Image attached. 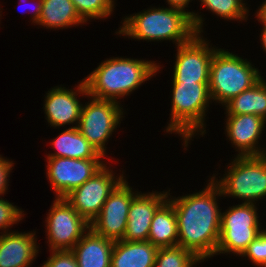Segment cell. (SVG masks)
I'll list each match as a JSON object with an SVG mask.
<instances>
[{"instance_id": "obj_1", "label": "cell", "mask_w": 266, "mask_h": 267, "mask_svg": "<svg viewBox=\"0 0 266 267\" xmlns=\"http://www.w3.org/2000/svg\"><path fill=\"white\" fill-rule=\"evenodd\" d=\"M207 181L198 192L178 197L172 196L170 189L168 192L177 219V246L190 251L202 263L216 257L222 210L218 199H223L219 186L210 176Z\"/></svg>"}, {"instance_id": "obj_2", "label": "cell", "mask_w": 266, "mask_h": 267, "mask_svg": "<svg viewBox=\"0 0 266 267\" xmlns=\"http://www.w3.org/2000/svg\"><path fill=\"white\" fill-rule=\"evenodd\" d=\"M99 64L83 78L88 95L119 103L162 71L158 61L124 56L106 58Z\"/></svg>"}, {"instance_id": "obj_3", "label": "cell", "mask_w": 266, "mask_h": 267, "mask_svg": "<svg viewBox=\"0 0 266 267\" xmlns=\"http://www.w3.org/2000/svg\"><path fill=\"white\" fill-rule=\"evenodd\" d=\"M116 36L135 41H169L175 47L188 43L197 33L192 25L191 16L185 11L164 6H150L146 9L125 15Z\"/></svg>"}, {"instance_id": "obj_4", "label": "cell", "mask_w": 266, "mask_h": 267, "mask_svg": "<svg viewBox=\"0 0 266 267\" xmlns=\"http://www.w3.org/2000/svg\"><path fill=\"white\" fill-rule=\"evenodd\" d=\"M171 85L169 120L163 131L178 134L183 150H188L193 138L207 133L206 116L212 104L209 83L172 81Z\"/></svg>"}, {"instance_id": "obj_5", "label": "cell", "mask_w": 266, "mask_h": 267, "mask_svg": "<svg viewBox=\"0 0 266 267\" xmlns=\"http://www.w3.org/2000/svg\"><path fill=\"white\" fill-rule=\"evenodd\" d=\"M254 65L251 60L219 47L210 64L209 92L212 103L224 106L259 82L264 76Z\"/></svg>"}, {"instance_id": "obj_6", "label": "cell", "mask_w": 266, "mask_h": 267, "mask_svg": "<svg viewBox=\"0 0 266 267\" xmlns=\"http://www.w3.org/2000/svg\"><path fill=\"white\" fill-rule=\"evenodd\" d=\"M235 156V157H234ZM226 163L224 174L210 177L219 186L222 196L238 198L240 203H255L266 198V157L236 156ZM220 178V179H218ZM242 200V201H241Z\"/></svg>"}, {"instance_id": "obj_7", "label": "cell", "mask_w": 266, "mask_h": 267, "mask_svg": "<svg viewBox=\"0 0 266 267\" xmlns=\"http://www.w3.org/2000/svg\"><path fill=\"white\" fill-rule=\"evenodd\" d=\"M255 203H239L221 211L220 237L216 256L232 255L240 257L248 245L265 228L260 222Z\"/></svg>"}, {"instance_id": "obj_8", "label": "cell", "mask_w": 266, "mask_h": 267, "mask_svg": "<svg viewBox=\"0 0 266 267\" xmlns=\"http://www.w3.org/2000/svg\"><path fill=\"white\" fill-rule=\"evenodd\" d=\"M86 99L88 102L83 103L77 128L105 158L106 146L125 117V108L114 100L97 99L89 95Z\"/></svg>"}, {"instance_id": "obj_9", "label": "cell", "mask_w": 266, "mask_h": 267, "mask_svg": "<svg viewBox=\"0 0 266 267\" xmlns=\"http://www.w3.org/2000/svg\"><path fill=\"white\" fill-rule=\"evenodd\" d=\"M45 221L49 251L72 250L90 229V224L66 201L54 198Z\"/></svg>"}, {"instance_id": "obj_10", "label": "cell", "mask_w": 266, "mask_h": 267, "mask_svg": "<svg viewBox=\"0 0 266 267\" xmlns=\"http://www.w3.org/2000/svg\"><path fill=\"white\" fill-rule=\"evenodd\" d=\"M107 163L64 197L89 224L98 216L111 192L127 176L125 170L121 172L119 169L120 173L117 174V170L114 172L111 167L112 164Z\"/></svg>"}, {"instance_id": "obj_11", "label": "cell", "mask_w": 266, "mask_h": 267, "mask_svg": "<svg viewBox=\"0 0 266 267\" xmlns=\"http://www.w3.org/2000/svg\"><path fill=\"white\" fill-rule=\"evenodd\" d=\"M210 42L196 34L188 43L174 47L177 52L171 81L209 83L211 60L219 49Z\"/></svg>"}, {"instance_id": "obj_12", "label": "cell", "mask_w": 266, "mask_h": 267, "mask_svg": "<svg viewBox=\"0 0 266 267\" xmlns=\"http://www.w3.org/2000/svg\"><path fill=\"white\" fill-rule=\"evenodd\" d=\"M45 159L46 180H49L51 191L55 195L54 198H64L106 164L104 159L65 157H45Z\"/></svg>"}, {"instance_id": "obj_13", "label": "cell", "mask_w": 266, "mask_h": 267, "mask_svg": "<svg viewBox=\"0 0 266 267\" xmlns=\"http://www.w3.org/2000/svg\"><path fill=\"white\" fill-rule=\"evenodd\" d=\"M125 177L111 192L98 216L90 223L96 233L113 241L123 240L131 201L139 192Z\"/></svg>"}, {"instance_id": "obj_14", "label": "cell", "mask_w": 266, "mask_h": 267, "mask_svg": "<svg viewBox=\"0 0 266 267\" xmlns=\"http://www.w3.org/2000/svg\"><path fill=\"white\" fill-rule=\"evenodd\" d=\"M77 83L73 89L72 86L68 89L61 84L45 92L42 109L44 108L46 123L50 128L59 130L65 125H69L70 128L78 126L83 106L80 99L86 98L88 91L83 79Z\"/></svg>"}, {"instance_id": "obj_15", "label": "cell", "mask_w": 266, "mask_h": 267, "mask_svg": "<svg viewBox=\"0 0 266 267\" xmlns=\"http://www.w3.org/2000/svg\"><path fill=\"white\" fill-rule=\"evenodd\" d=\"M225 116L224 134L231 146L235 147L236 156L263 155L265 146H260V140H262L263 131L265 133L266 120L251 114Z\"/></svg>"}, {"instance_id": "obj_16", "label": "cell", "mask_w": 266, "mask_h": 267, "mask_svg": "<svg viewBox=\"0 0 266 267\" xmlns=\"http://www.w3.org/2000/svg\"><path fill=\"white\" fill-rule=\"evenodd\" d=\"M168 190L138 192L131 201L123 240L148 241L150 225L156 210L168 199Z\"/></svg>"}, {"instance_id": "obj_17", "label": "cell", "mask_w": 266, "mask_h": 267, "mask_svg": "<svg viewBox=\"0 0 266 267\" xmlns=\"http://www.w3.org/2000/svg\"><path fill=\"white\" fill-rule=\"evenodd\" d=\"M36 231H10L0 234V267H32L40 244Z\"/></svg>"}, {"instance_id": "obj_18", "label": "cell", "mask_w": 266, "mask_h": 267, "mask_svg": "<svg viewBox=\"0 0 266 267\" xmlns=\"http://www.w3.org/2000/svg\"><path fill=\"white\" fill-rule=\"evenodd\" d=\"M115 241L96 234L91 228L71 250L78 267H111Z\"/></svg>"}, {"instance_id": "obj_19", "label": "cell", "mask_w": 266, "mask_h": 267, "mask_svg": "<svg viewBox=\"0 0 266 267\" xmlns=\"http://www.w3.org/2000/svg\"><path fill=\"white\" fill-rule=\"evenodd\" d=\"M53 137L49 144L54 152L47 153L46 157H65L73 159H105L80 133L77 127L66 128Z\"/></svg>"}, {"instance_id": "obj_20", "label": "cell", "mask_w": 266, "mask_h": 267, "mask_svg": "<svg viewBox=\"0 0 266 267\" xmlns=\"http://www.w3.org/2000/svg\"><path fill=\"white\" fill-rule=\"evenodd\" d=\"M157 251L149 241H115L111 267H154Z\"/></svg>"}, {"instance_id": "obj_21", "label": "cell", "mask_w": 266, "mask_h": 267, "mask_svg": "<svg viewBox=\"0 0 266 267\" xmlns=\"http://www.w3.org/2000/svg\"><path fill=\"white\" fill-rule=\"evenodd\" d=\"M40 19L36 24L51 30H65L86 24L77 13L71 0H42Z\"/></svg>"}, {"instance_id": "obj_22", "label": "cell", "mask_w": 266, "mask_h": 267, "mask_svg": "<svg viewBox=\"0 0 266 267\" xmlns=\"http://www.w3.org/2000/svg\"><path fill=\"white\" fill-rule=\"evenodd\" d=\"M148 241L157 248L174 247L178 244L176 214L168 199L154 213Z\"/></svg>"}, {"instance_id": "obj_23", "label": "cell", "mask_w": 266, "mask_h": 267, "mask_svg": "<svg viewBox=\"0 0 266 267\" xmlns=\"http://www.w3.org/2000/svg\"><path fill=\"white\" fill-rule=\"evenodd\" d=\"M226 115H256L266 120V80L263 77L253 87L243 91L224 106Z\"/></svg>"}, {"instance_id": "obj_24", "label": "cell", "mask_w": 266, "mask_h": 267, "mask_svg": "<svg viewBox=\"0 0 266 267\" xmlns=\"http://www.w3.org/2000/svg\"><path fill=\"white\" fill-rule=\"evenodd\" d=\"M202 9L226 21L247 22L250 6L245 0H198ZM204 7V8H203Z\"/></svg>"}, {"instance_id": "obj_25", "label": "cell", "mask_w": 266, "mask_h": 267, "mask_svg": "<svg viewBox=\"0 0 266 267\" xmlns=\"http://www.w3.org/2000/svg\"><path fill=\"white\" fill-rule=\"evenodd\" d=\"M74 7L82 18V20L87 24L93 19L96 20H106L111 17L116 0H71Z\"/></svg>"}, {"instance_id": "obj_26", "label": "cell", "mask_w": 266, "mask_h": 267, "mask_svg": "<svg viewBox=\"0 0 266 267\" xmlns=\"http://www.w3.org/2000/svg\"><path fill=\"white\" fill-rule=\"evenodd\" d=\"M200 263L202 264L190 251L174 246L158 248L154 267H196Z\"/></svg>"}, {"instance_id": "obj_27", "label": "cell", "mask_w": 266, "mask_h": 267, "mask_svg": "<svg viewBox=\"0 0 266 267\" xmlns=\"http://www.w3.org/2000/svg\"><path fill=\"white\" fill-rule=\"evenodd\" d=\"M24 210L4 197L0 198V234L12 231V226L25 218Z\"/></svg>"}, {"instance_id": "obj_28", "label": "cell", "mask_w": 266, "mask_h": 267, "mask_svg": "<svg viewBox=\"0 0 266 267\" xmlns=\"http://www.w3.org/2000/svg\"><path fill=\"white\" fill-rule=\"evenodd\" d=\"M240 257L252 262L253 266L263 267L266 264V228L248 245Z\"/></svg>"}, {"instance_id": "obj_29", "label": "cell", "mask_w": 266, "mask_h": 267, "mask_svg": "<svg viewBox=\"0 0 266 267\" xmlns=\"http://www.w3.org/2000/svg\"><path fill=\"white\" fill-rule=\"evenodd\" d=\"M49 252L50 256L40 267H78L75 255L71 250Z\"/></svg>"}, {"instance_id": "obj_30", "label": "cell", "mask_w": 266, "mask_h": 267, "mask_svg": "<svg viewBox=\"0 0 266 267\" xmlns=\"http://www.w3.org/2000/svg\"><path fill=\"white\" fill-rule=\"evenodd\" d=\"M193 0H166V5H168V7H173V8H178L181 9L183 11H185L186 13H188L191 16V21H192V25L194 27V30L196 31V33L198 35H204L203 31L205 28L204 24H205V18L203 17L204 14H200L198 12L194 11H190L189 10V4L190 2H192ZM188 8V9H187Z\"/></svg>"}, {"instance_id": "obj_31", "label": "cell", "mask_w": 266, "mask_h": 267, "mask_svg": "<svg viewBox=\"0 0 266 267\" xmlns=\"http://www.w3.org/2000/svg\"><path fill=\"white\" fill-rule=\"evenodd\" d=\"M15 162L0 154V197L8 194V186L10 182V173L14 168Z\"/></svg>"}, {"instance_id": "obj_32", "label": "cell", "mask_w": 266, "mask_h": 267, "mask_svg": "<svg viewBox=\"0 0 266 267\" xmlns=\"http://www.w3.org/2000/svg\"><path fill=\"white\" fill-rule=\"evenodd\" d=\"M19 2H20V4L19 5H21L22 4V2H26V5L27 4H30V2L32 3L31 4V6L33 5V13L32 14H30L31 16L29 17V18H31V20H30V22H31V24L33 23V25H35V24H37L38 23V21H39V19H40V14H41V10H42V7H43V2H42V0H19ZM28 2V3H27ZM23 6H25V3H23ZM27 7V6H26ZM25 7V8H26ZM28 12H30L29 10H28Z\"/></svg>"}, {"instance_id": "obj_33", "label": "cell", "mask_w": 266, "mask_h": 267, "mask_svg": "<svg viewBox=\"0 0 266 267\" xmlns=\"http://www.w3.org/2000/svg\"><path fill=\"white\" fill-rule=\"evenodd\" d=\"M263 2L260 3V6H258V9L255 10V16L256 20L261 24L262 27H266V0H262Z\"/></svg>"}, {"instance_id": "obj_34", "label": "cell", "mask_w": 266, "mask_h": 267, "mask_svg": "<svg viewBox=\"0 0 266 267\" xmlns=\"http://www.w3.org/2000/svg\"><path fill=\"white\" fill-rule=\"evenodd\" d=\"M260 32L261 33L259 34V40L261 43V47L266 55V27H261Z\"/></svg>"}, {"instance_id": "obj_35", "label": "cell", "mask_w": 266, "mask_h": 267, "mask_svg": "<svg viewBox=\"0 0 266 267\" xmlns=\"http://www.w3.org/2000/svg\"><path fill=\"white\" fill-rule=\"evenodd\" d=\"M2 9H3V8H1V6H0V19L2 18V13H3V12H2Z\"/></svg>"}]
</instances>
